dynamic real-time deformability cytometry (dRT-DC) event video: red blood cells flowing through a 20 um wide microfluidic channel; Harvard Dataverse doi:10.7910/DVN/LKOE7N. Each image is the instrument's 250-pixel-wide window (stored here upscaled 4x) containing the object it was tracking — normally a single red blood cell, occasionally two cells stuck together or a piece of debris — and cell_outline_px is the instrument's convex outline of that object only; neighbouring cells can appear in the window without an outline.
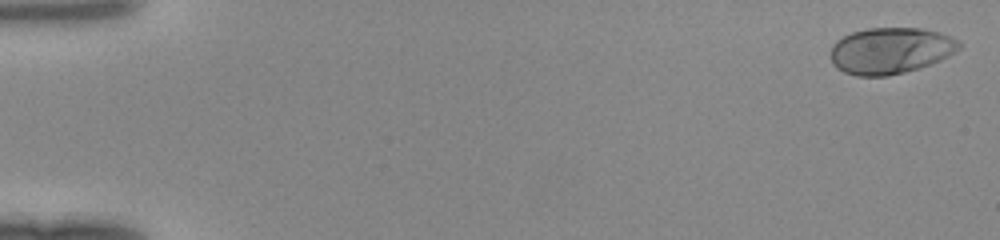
{"species": "human", "species_latin": "Homo sapiens", "temperature_condition": "room temperature", "stored_images_in_passage": 49, "camera_frame_rate_fps": 3000, "um_per_image_px": 0.085, "donor": {"sex": "female"}, "frame": {"image": 1, "passage_image": 2, "time_ms": 0.333, "image_size_px": [1000, 240], "cell_outline_px": [[964, 44], [960, 48], [948, 56], [940, 60], [920, 68], [888, 76], [856, 76], [844, 72], [836, 68], [832, 64], [832, 44], [836, 40], [852, 32], [868, 28], [924, 28], [940, 32], [960, 40]], "centroid_in_image_um": [75.72, 4.3], "position_along_channel_um": 9.3, "area_um2": 34.97}}
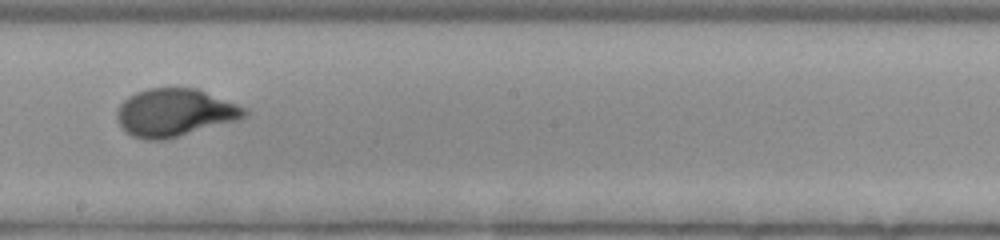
{"frame": {"image": 2, "passage_image": 29, "time_ms": 9.333, "image_size_px": [1000, 240], "cell_outline_px": [[248, 116], [240, 120], [164, 140], [144, 140], [132, 136], [124, 132], [116, 120], [116, 112], [120, 104], [128, 96], [136, 92], [148, 88], [196, 88], [248, 108]], "centroid_in_image_um": [14.85, 9.58], "position_along_channel_um": 233.3, "area_um2": 35.95}}
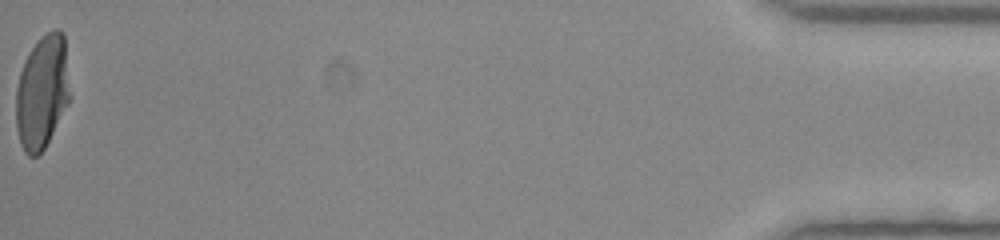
{"frame": {"image": 3, "passage_image": 49, "time_ms": 16.0, "image_size_px": [1000, 240], "cell_outline_px": [[68, 104], [44, 148], [36, 156], [28, 156], [24, 152], [20, 144], [16, 128], [16, 88], [20, 72], [24, 60], [28, 52], [52, 28], [60, 28], [64, 32], [68, 92]], "centroid_in_image_um": [3.55, 7.83], "position_along_channel_um": 431.7, "area_um2": 35.26}}